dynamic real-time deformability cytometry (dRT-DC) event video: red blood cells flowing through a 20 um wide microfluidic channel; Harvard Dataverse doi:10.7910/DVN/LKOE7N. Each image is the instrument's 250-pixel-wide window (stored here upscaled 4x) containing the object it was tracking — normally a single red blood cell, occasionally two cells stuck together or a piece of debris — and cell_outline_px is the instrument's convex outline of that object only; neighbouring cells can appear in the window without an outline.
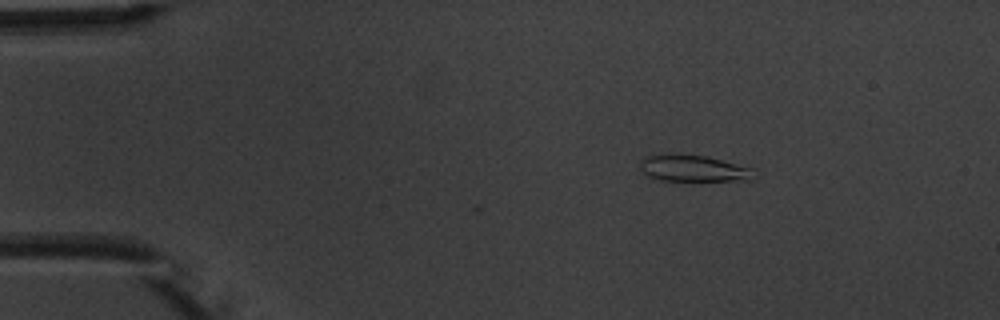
{"species": "common noctule bat (a hibernating species)", "species_latin": "Nyctalus noctula", "temperature_condition": "warm", "stored_images_in_passage": 5, "camera_frame_rate_fps": 3000, "um_per_image_px": 0.085, "animal": {"sex": "male", "body_mass_g": 20.1, "forearm_length_mm": 53.5}, "frame": {"image": 1, "passage_image": 2, "time_ms": 1.667, "image_size_px": [1000, 320], "cell_outline_px": [[752, 180], [660, 180], [648, 176], [640, 168], [640, 160], [652, 152], [708, 156], [752, 168]], "centroid_in_image_um": [58.84, 14.27], "position_along_channel_um": 26.2, "area_um2": 17.69}}
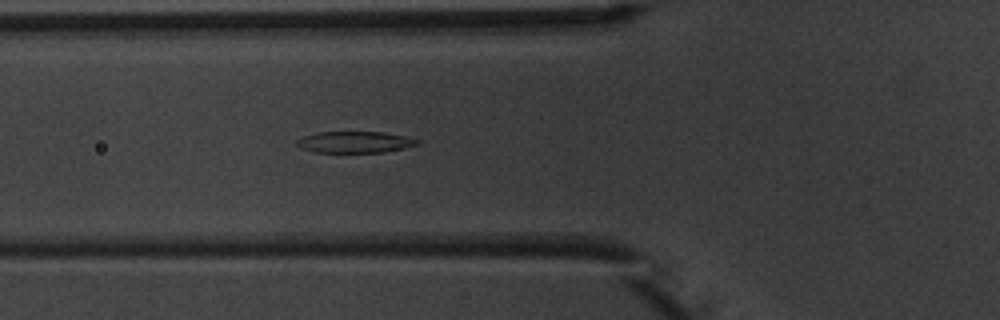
{"frame": {"image": 2, "passage_image": 5, "time_ms": 5.333, "image_size_px": [1000, 320], "cell_outline_px": [[420, 140], [416, 144], [404, 148], [380, 152], [312, 152], [300, 148], [296, 144], [296, 140], [304, 136], [320, 132], [384, 132], [404, 136]], "centroid_in_image_um": [30.11, 12.08], "position_along_channel_um": 95.7, "area_um2": 14.85}}